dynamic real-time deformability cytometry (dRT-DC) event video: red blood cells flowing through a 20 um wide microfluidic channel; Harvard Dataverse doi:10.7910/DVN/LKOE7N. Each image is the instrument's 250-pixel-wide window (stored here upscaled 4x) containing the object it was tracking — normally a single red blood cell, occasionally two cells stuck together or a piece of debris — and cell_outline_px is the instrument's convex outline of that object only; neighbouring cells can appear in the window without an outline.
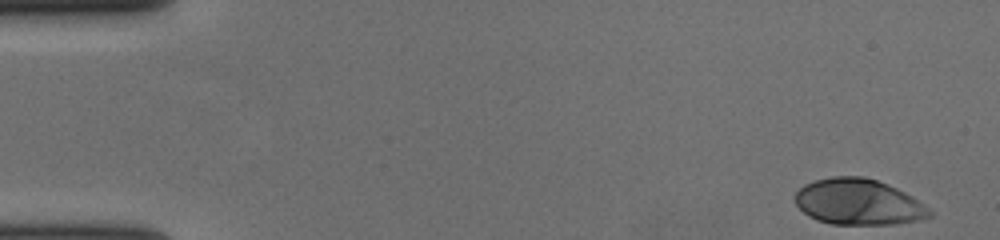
{"species": "human", "species_latin": "Homo sapiens", "temperature_condition": "cold", "stored_images_in_passage": 54, "camera_frame_rate_fps": 3000, "um_per_image_px": 0.085, "donor": {"sex": "female"}, "frame": {"image": 1, "passage_image": 1, "time_ms": 0.0, "image_size_px": [1000, 240], "cell_outline_px": [[932, 216], [920, 220], [892, 224], [832, 224], [816, 220], [808, 216], [796, 204], [792, 196], [804, 184], [816, 180], [832, 176], [864, 176], [888, 184], [912, 196], [928, 208], [932, 212]], "centroid_in_image_um": [72.94, 17.16], "position_along_channel_um": 12.1, "area_um2": 36.07}}
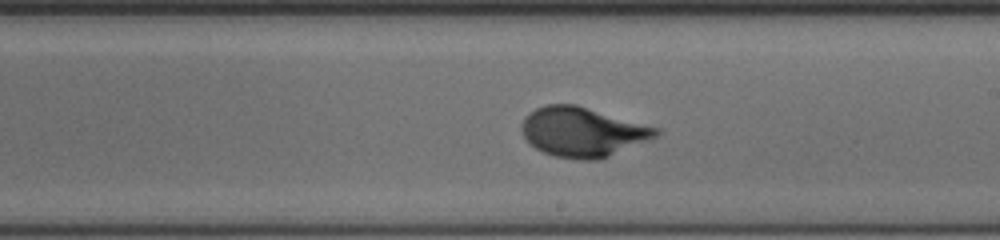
{"frame": {"image": 2, "passage_image": 31, "time_ms": 10.0, "image_size_px": [1000, 240], "cell_outline_px": [[660, 132], [652, 140], [600, 160], [576, 160], [556, 156], [544, 152], [536, 148], [524, 136], [520, 128], [520, 124], [524, 116], [528, 112], [544, 104], [576, 104], [660, 128]], "centroid_in_image_um": [49.54, 11.21], "position_along_channel_um": 239.5, "area_um2": 39.25}}
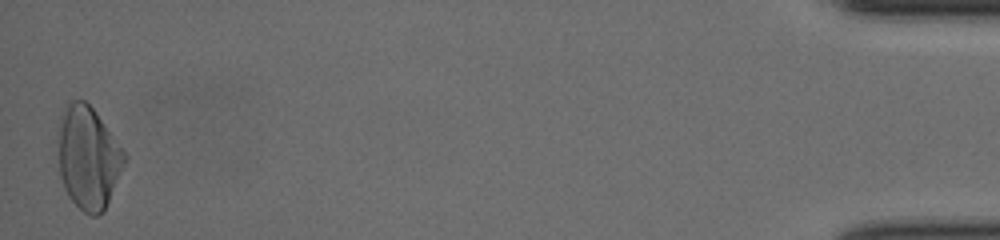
{"frame": {"image": 3, "passage_image": 54, "time_ms": 17.667, "image_size_px": [1000, 240], "cell_outline_px": [[128, 160], [104, 212], [96, 216], [92, 216], [84, 212], [68, 196], [64, 188], [60, 176], [60, 116], [68, 104], [72, 100], [84, 100], [96, 112], [128, 156]], "centroid_in_image_um": [7.55, 13.44], "position_along_channel_um": 427.6, "area_um2": 39.48}, "authors_computed_cell_mechanics": {"area_um2": 36.7608, "velocity_mm_per_s": 3.6655, "shape_relaxation_time_tau1_ms": 3.6333, "shape_relaxation_time_tau2_ms": null, "deformation_change_tau1": 0.1858, "deformation_change_tau2": null}}